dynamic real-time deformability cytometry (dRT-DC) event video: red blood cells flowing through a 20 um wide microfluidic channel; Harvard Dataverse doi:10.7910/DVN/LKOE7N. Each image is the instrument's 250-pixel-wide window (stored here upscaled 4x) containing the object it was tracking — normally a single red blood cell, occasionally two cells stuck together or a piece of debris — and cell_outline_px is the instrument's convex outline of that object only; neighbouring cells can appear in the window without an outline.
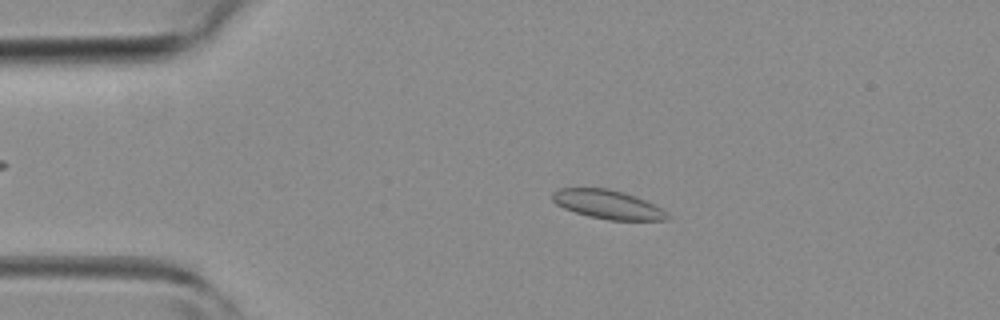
{"species": "common noctule bat (a hibernating species)", "species_latin": "Nyctalus noctula", "temperature_condition": "room temperature", "stored_images_in_passage": 2, "camera_frame_rate_fps": 3000, "um_per_image_px": 0.085, "animal": {"sex": "female", "body_mass_g": 19.3, "forearm_length_mm": 54.1}, "frame": {"image": 1, "passage_image": 1, "time_ms": 0.0, "image_size_px": [1000, 320], "cell_outline_px": [[668, 220], [608, 220], [588, 216], [564, 208], [556, 204], [552, 200], [552, 192], [560, 188], [608, 188], [636, 196], [668, 212]], "centroid_in_image_um": [51.64, 17.38], "position_along_channel_um": 33.4, "area_um2": 19.19}}